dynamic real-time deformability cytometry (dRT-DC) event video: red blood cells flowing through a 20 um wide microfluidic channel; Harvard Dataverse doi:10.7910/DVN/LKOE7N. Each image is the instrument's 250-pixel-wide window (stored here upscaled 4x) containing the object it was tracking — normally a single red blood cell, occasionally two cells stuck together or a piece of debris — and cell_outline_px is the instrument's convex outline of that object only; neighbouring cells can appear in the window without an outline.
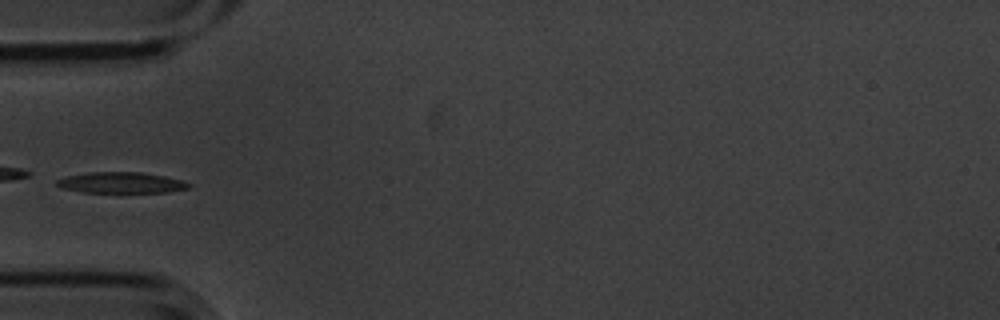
{"species": "common noctule bat (a hibernating species)", "species_latin": "Nyctalus noctula", "temperature_condition": "cold", "stored_images_in_passage": 8, "camera_frame_rate_fps": 3000, "um_per_image_px": 0.085, "animal": {"sex": "male", "body_mass_g": 20.1, "forearm_length_mm": 53.5}, "frame": {"image": 1, "passage_image": 4, "time_ms": 1.0, "image_size_px": [1000, 320], "cell_outline_px": [[192, 184], [188, 188], [168, 192], [80, 192], [60, 188], [56, 184], [56, 180], [64, 176], [88, 172], [140, 172], [164, 176], [180, 180]], "centroid_in_image_um": [10.23, 15.52], "position_along_channel_um": 74.8, "area_um2": 16.13}}
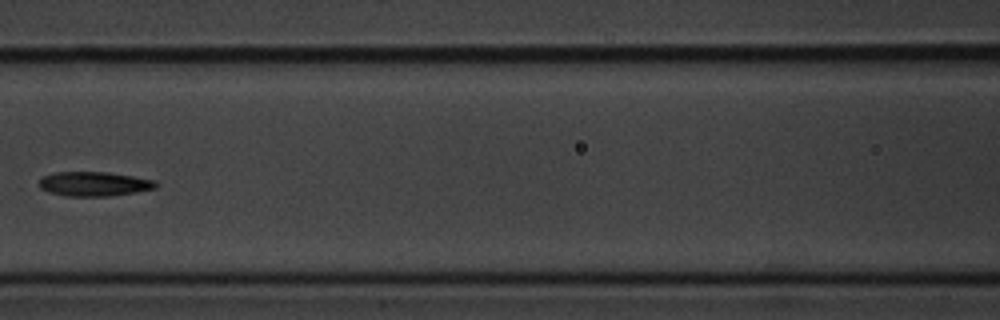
{"frame": {"image": 2, "passage_image": 6, "time_ms": 1.667, "image_size_px": [1000, 320], "cell_outline_px": [[156, 188], [136, 192], [112, 196], [64, 196], [48, 192], [40, 188], [36, 184], [44, 176], [56, 172], [108, 172], [156, 180]], "centroid_in_image_um": [7.97, 15.64], "position_along_channel_um": 158.6, "area_um2": 16.7}}
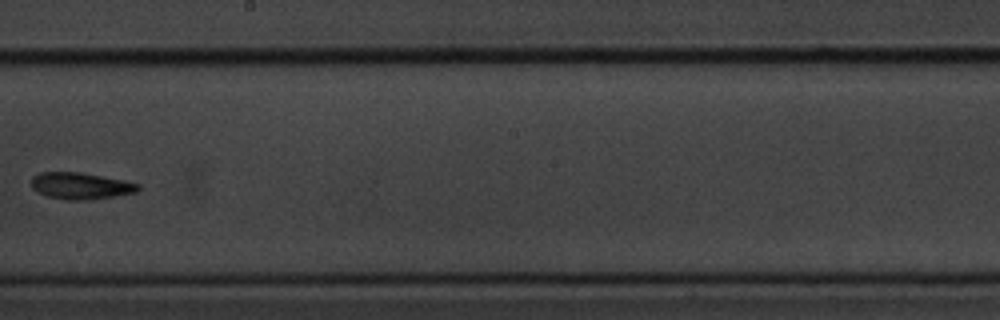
{"frame": {"image": 3, "passage_image": 8, "time_ms": 2.333, "image_size_px": [1000, 320], "cell_outline_px": [[140, 188], [136, 192], [116, 196], [88, 200], [68, 200], [48, 196], [36, 192], [32, 188], [32, 176], [40, 172], [80, 172], [124, 180], [140, 184]], "centroid_in_image_um": [6.85, 15.8], "position_along_channel_um": 241.3, "area_um2": 16.65}}